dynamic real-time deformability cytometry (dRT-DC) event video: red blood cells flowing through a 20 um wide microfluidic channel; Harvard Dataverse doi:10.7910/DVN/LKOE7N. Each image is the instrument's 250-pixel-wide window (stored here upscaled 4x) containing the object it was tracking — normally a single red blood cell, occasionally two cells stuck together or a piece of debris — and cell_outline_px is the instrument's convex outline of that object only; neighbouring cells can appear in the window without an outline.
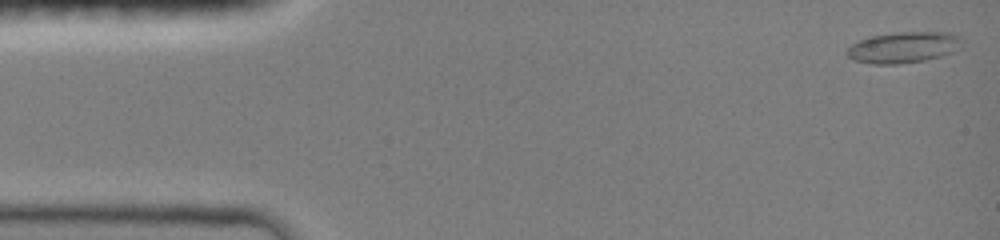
{"species": "common noctule bat (a hibernating species)", "species_latin": "Nyctalus noctula", "temperature_condition": "room temperature", "stored_images_in_passage": 45, "camera_frame_rate_fps": 3000, "um_per_image_px": 0.085, "animal": {"sex": "female", "body_mass_g": 19.0, "forearm_length_mm": 51.5}, "frame": {"image": 1, "passage_image": 1, "time_ms": 0.0, "image_size_px": [1000, 240], "cell_outline_px": [[964, 40], [960, 48], [952, 52], [940, 56], [924, 60], [896, 64], [872, 64], [856, 60], [848, 56], [848, 48], [852, 44], [860, 40], [872, 36], [900, 32], [940, 32], [960, 36]], "centroid_in_image_um": [76.84, 4.02], "position_along_channel_um": 8.2, "area_um2": 20.52}}
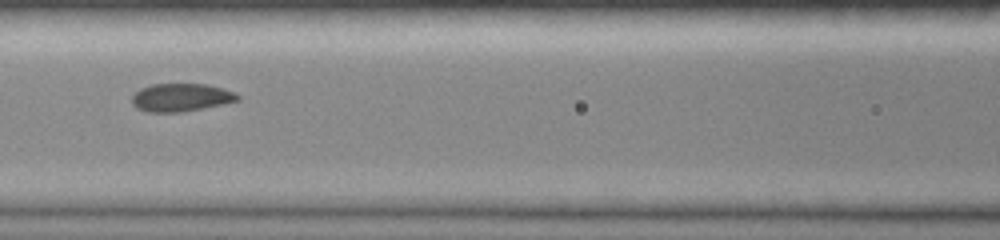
{"frame": {"image": 2, "passage_image": 20, "time_ms": 6.333, "image_size_px": [1000, 240], "cell_outline_px": [[240, 100], [180, 112], [148, 112], [136, 108], [132, 104], [132, 96], [140, 88], [152, 84], [208, 84], [232, 92], [240, 96]], "centroid_in_image_um": [15.33, 8.28], "position_along_channel_um": 151.3, "area_um2": 16.99}}
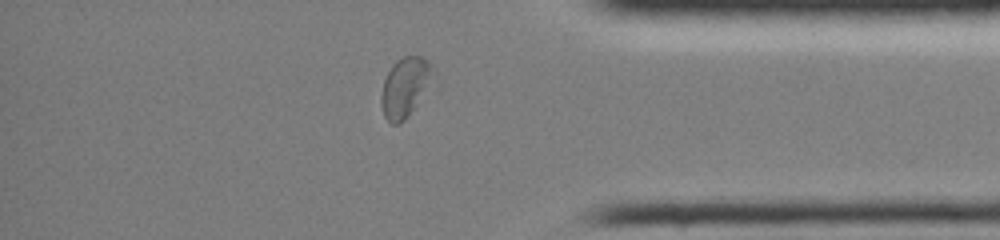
{"frame": {"image": 3, "passage_image": 39, "time_ms": 12.667, "image_size_px": [1000, 240], "cell_outline_px": [[432, 80], [408, 116], [400, 124], [392, 124], [384, 116], [380, 104], [380, 96], [384, 80], [392, 64], [396, 60], [404, 56], [420, 56], [428, 60], [432, 64]], "centroid_in_image_um": [34.39, 7.4], "position_along_channel_um": 400.8, "area_um2": 17.74}, "authors_computed_cell_mechanics": {"area_um2": 17.9758, "velocity_mm_per_s": 4.06, "shape_relaxation_time_tau1_ms": 5.6897, "shape_relaxation_time_tau2_ms": 0.6377, "deformation_change_tau1": 0.1735, "deformation_change_tau2": 0.0498}}